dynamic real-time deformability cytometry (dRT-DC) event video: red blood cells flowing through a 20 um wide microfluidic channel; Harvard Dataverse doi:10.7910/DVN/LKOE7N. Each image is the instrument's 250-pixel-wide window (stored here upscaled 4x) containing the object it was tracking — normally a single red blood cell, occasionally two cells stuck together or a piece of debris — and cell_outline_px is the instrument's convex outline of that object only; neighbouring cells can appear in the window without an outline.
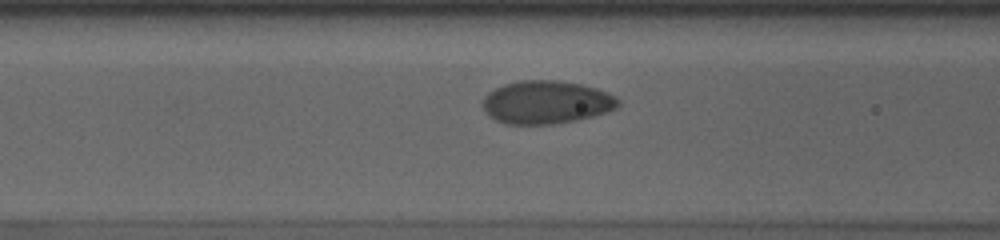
{"species": "human", "species_latin": "Homo sapiens", "temperature_condition": "cold", "stored_images_in_passage": 44, "camera_frame_rate_fps": 3000, "um_per_image_px": 0.085, "donor": {"sex": "male"}, "frame": {"image": 1, "passage_image": 17, "time_ms": 5.333, "image_size_px": [1000, 240], "cell_outline_px": [[620, 104], [616, 108], [608, 112], [576, 120], [556, 124], [508, 124], [496, 120], [488, 116], [484, 108], [484, 96], [488, 92], [504, 84], [520, 80], [560, 80], [580, 84], [596, 88], [608, 92], [616, 96], [620, 100]], "centroid_in_image_um": [46.46, 8.69], "position_along_channel_um": 120.1, "area_um2": 34.16}}
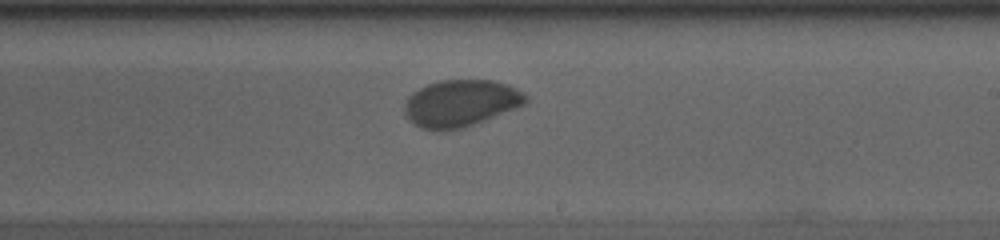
{"frame": {"image": 2, "passage_image": 28, "time_ms": 9.0, "image_size_px": [1000, 240], "cell_outline_px": [[528, 100], [524, 104], [516, 108], [464, 128], [436, 132], [420, 128], [412, 124], [408, 120], [404, 112], [404, 104], [408, 96], [412, 92], [428, 84], [440, 80], [492, 80], [508, 84], [516, 88], [528, 96]], "centroid_in_image_um": [39.12, 8.79], "position_along_channel_um": 249.9, "area_um2": 33.52}}
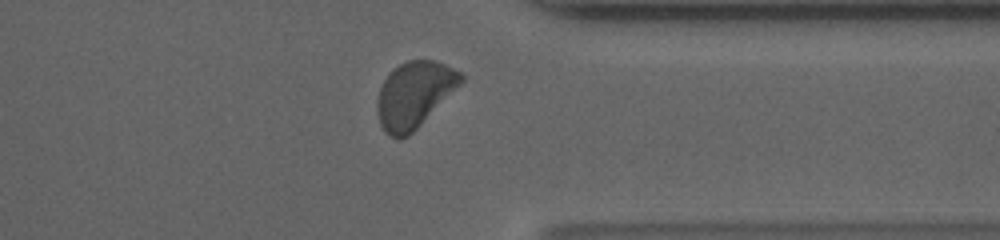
{"frame": {"image": 3, "passage_image": 39, "time_ms": 12.667, "image_size_px": [1000, 240], "cell_outline_px": [[464, 80], [408, 136], [400, 140], [388, 136], [384, 132], [380, 124], [376, 112], [376, 100], [380, 88], [388, 72], [392, 68], [408, 60], [436, 60], [460, 72], [464, 76]], "centroid_in_image_um": [35.15, 8.05], "position_along_channel_um": 376.2, "area_um2": 32.14}}